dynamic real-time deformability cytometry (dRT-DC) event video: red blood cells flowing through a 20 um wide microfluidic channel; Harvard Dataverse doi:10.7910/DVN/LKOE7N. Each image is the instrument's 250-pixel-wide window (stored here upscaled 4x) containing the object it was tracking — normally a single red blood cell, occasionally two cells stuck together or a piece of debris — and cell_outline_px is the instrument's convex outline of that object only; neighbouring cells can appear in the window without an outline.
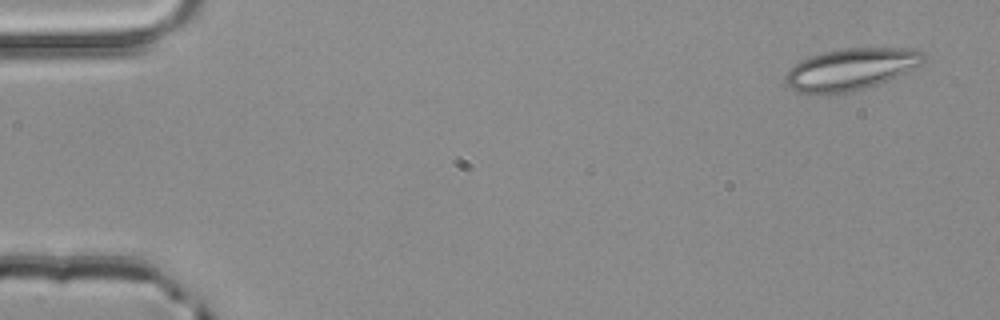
{"species": "common noctule bat (a hibernating species)", "species_latin": "Nyctalus noctula", "temperature_condition": "room temperature", "stored_images_in_passage": 4, "camera_frame_rate_fps": 3000, "um_per_image_px": 0.085, "animal": {"sex": "male", "body_mass_g": 20.4}, "frame": {"image": 1, "passage_image": 1, "time_ms": 0.0, "image_size_px": [1000, 320], "cell_outline_px": [[924, 64], [908, 72], [888, 80], [852, 92], [828, 96], [796, 92], [788, 88], [784, 80], [784, 76], [788, 68], [800, 60], [824, 52], [844, 48], [920, 48], [924, 52]], "centroid_in_image_um": [72.3, 5.91], "position_along_channel_um": 12.7, "area_um2": 34.51}}